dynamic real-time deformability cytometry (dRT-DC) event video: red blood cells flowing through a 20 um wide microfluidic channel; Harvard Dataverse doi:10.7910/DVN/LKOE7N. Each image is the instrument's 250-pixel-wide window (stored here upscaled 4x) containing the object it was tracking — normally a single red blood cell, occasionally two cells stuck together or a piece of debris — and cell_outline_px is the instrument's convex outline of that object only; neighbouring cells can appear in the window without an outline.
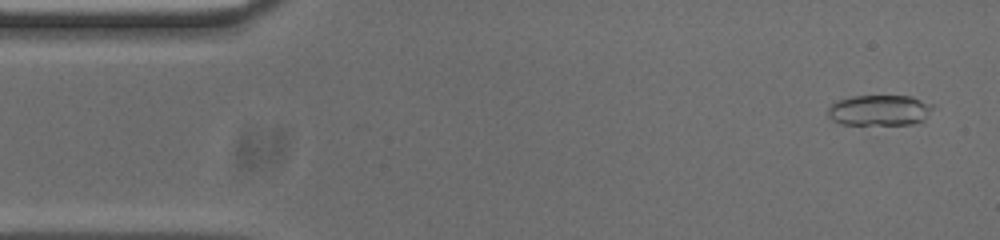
{"species": "common noctule bat (a hibernating species)", "species_latin": "Nyctalus noctula", "temperature_condition": "cold", "stored_images_in_passage": 53, "camera_frame_rate_fps": 3000, "um_per_image_px": 0.085, "animal": {"sex": "male", "body_mass_g": 20.0, "forearm_length_mm": 53.3}, "frame": {"image": 1, "passage_image": 2, "time_ms": 0.333, "image_size_px": [1000, 240], "cell_outline_px": [[932, 108], [924, 120], [912, 124], [840, 124], [832, 120], [828, 116], [828, 108], [832, 104], [840, 100], [852, 96], [912, 96], [932, 104]], "centroid_in_image_um": [74.75, 9.37], "position_along_channel_um": 10.3, "area_um2": 18.61}}